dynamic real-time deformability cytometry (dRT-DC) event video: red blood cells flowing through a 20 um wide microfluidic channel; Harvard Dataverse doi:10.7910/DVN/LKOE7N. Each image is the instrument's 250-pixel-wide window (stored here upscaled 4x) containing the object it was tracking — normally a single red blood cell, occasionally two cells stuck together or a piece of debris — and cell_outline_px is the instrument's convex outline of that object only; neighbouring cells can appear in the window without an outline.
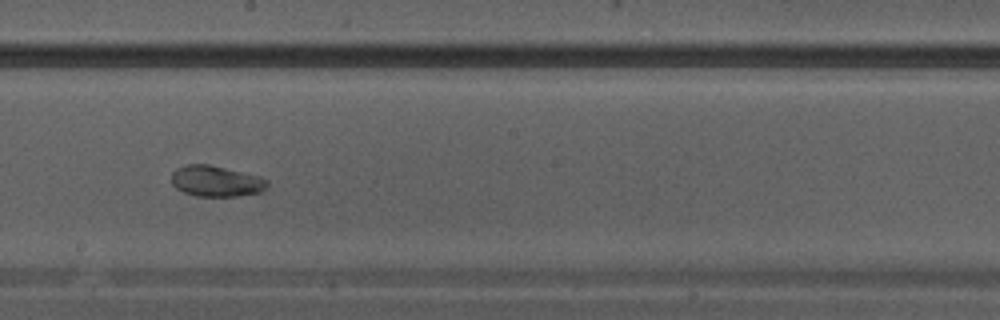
{"species": "Egyptian fruit bat (a non-hibernating species)", "species_latin": "Rousettus aegyptiacus", "temperature_condition": "warm", "stored_images_in_passage": 18, "camera_frame_rate_fps": 3000, "um_per_image_px": 0.085, "animal": {"sex": "male"}, "frame": {"image": 1, "passage_image": 13, "time_ms": 4.0, "image_size_px": [1000, 320], "cell_outline_px": [[268, 184], [260, 192], [236, 196], [196, 196], [184, 192], [176, 188], [172, 184], [172, 172], [176, 168], [188, 164], [208, 164], [260, 176], [268, 180]], "centroid_in_image_um": [18.35, 15.39], "position_along_channel_um": 229.9, "area_um2": 17.17}}